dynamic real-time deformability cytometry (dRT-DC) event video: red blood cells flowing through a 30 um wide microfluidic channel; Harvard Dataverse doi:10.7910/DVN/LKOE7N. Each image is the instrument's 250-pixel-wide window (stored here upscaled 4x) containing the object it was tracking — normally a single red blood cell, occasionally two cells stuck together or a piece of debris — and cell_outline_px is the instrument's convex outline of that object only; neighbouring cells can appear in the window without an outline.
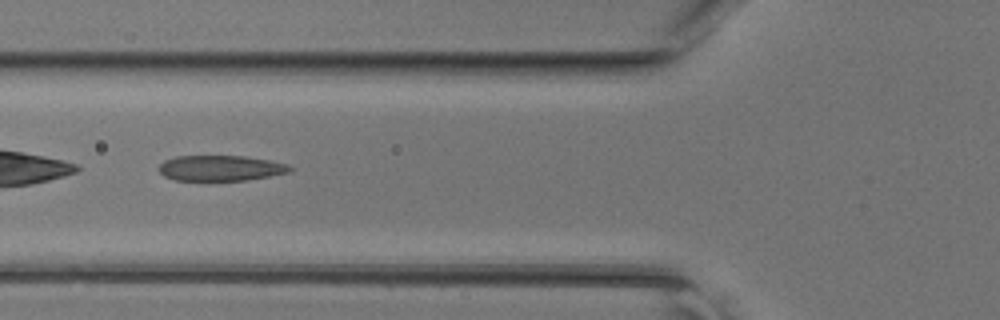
{"species": "common noctule bat (a hibernating species)", "species_latin": "Nyctalus noctula", "temperature_condition": "room temperature", "stored_images_in_passage": 43, "camera_frame_rate_fps": 3000, "um_per_image_px": 0.085, "animal": {"sex": "female", "body_mass_g": 17.0, "forearm_length_mm": 48.0}, "frame": {"image": 1, "passage_image": 16, "time_ms": 5.0, "image_size_px": [1000, 320], "cell_outline_px": [[296, 168], [292, 172], [248, 180], [176, 180], [164, 176], [156, 168], [164, 160], [176, 156], [244, 156], [268, 160], [288, 164]], "centroid_in_image_um": [18.78, 14.29], "position_along_channel_um": 107.0, "area_um2": 19.65}}
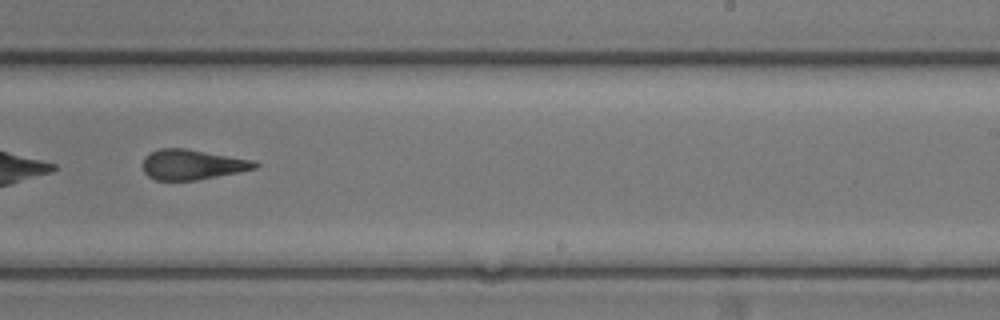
{"frame": {"image": 2, "passage_image": 27, "time_ms": 8.667, "image_size_px": [1000, 320], "cell_outline_px": [[260, 164], [256, 168], [240, 172], [196, 180], [156, 180], [148, 176], [144, 172], [144, 156], [160, 148], [184, 148], [256, 160]], "centroid_in_image_um": [16.38, 13.98], "position_along_channel_um": 272.6, "area_um2": 19.71}}
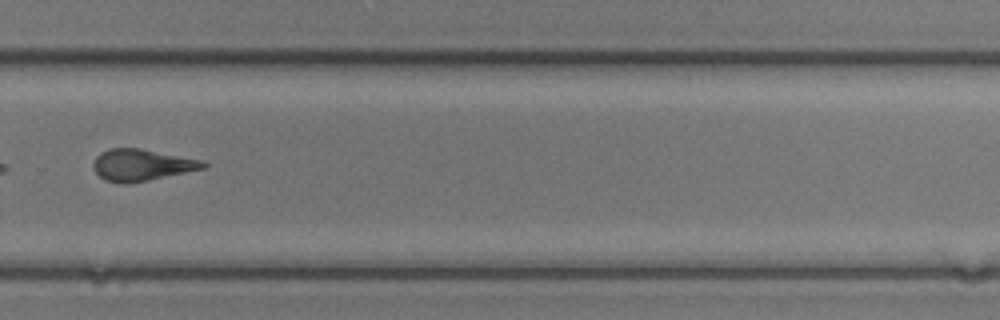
{"frame": {"image": 3, "passage_image": 30, "time_ms": 9.667, "image_size_px": [1000, 320], "cell_outline_px": [[208, 164], [204, 168], [148, 180], [104, 180], [92, 168], [92, 164], [96, 156], [100, 152], [108, 148], [140, 148], [204, 160]], "centroid_in_image_um": [12.06, 13.96], "position_along_channel_um": 317.7, "area_um2": 19.65}}